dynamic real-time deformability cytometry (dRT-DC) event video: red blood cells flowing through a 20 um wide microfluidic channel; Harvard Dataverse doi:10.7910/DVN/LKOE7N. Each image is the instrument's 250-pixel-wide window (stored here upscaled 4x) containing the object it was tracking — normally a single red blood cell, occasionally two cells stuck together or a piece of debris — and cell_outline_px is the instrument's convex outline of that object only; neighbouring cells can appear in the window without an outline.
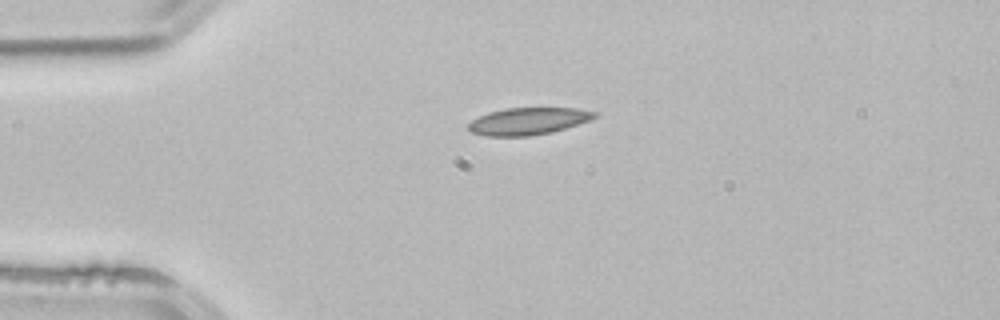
{"species": "common noctule bat (a hibernating species)", "species_latin": "Nyctalus noctula", "temperature_condition": "room temperature", "stored_images_in_passage": 41, "camera_frame_rate_fps": 3000, "um_per_image_px": 0.085, "animal": {"sex": "male", "body_mass_g": 21.5, "forearm_length_mm": 52.0}, "frame": {"image": 1, "passage_image": 1, "time_ms": 0.0, "image_size_px": [1000, 320], "cell_outline_px": [[600, 116], [592, 120], [552, 132], [528, 136], [484, 136], [472, 132], [468, 128], [468, 124], [472, 120], [488, 112], [508, 108], [576, 108], [600, 112]], "centroid_in_image_um": [44.97, 10.29], "position_along_channel_um": 40.0, "area_um2": 20.11}}
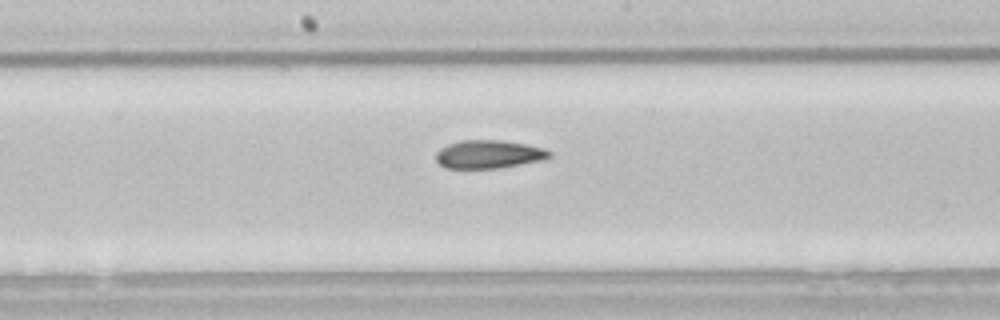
{"frame": {"image": 2, "passage_image": 16, "time_ms": 5.0, "image_size_px": [1000, 320], "cell_outline_px": [[552, 156], [540, 160], [520, 164], [496, 168], [444, 168], [436, 160], [436, 152], [440, 148], [448, 144], [460, 140], [500, 140], [528, 144], [544, 148], [552, 152]], "centroid_in_image_um": [41.53, 13.1], "position_along_channel_um": 206.7, "area_um2": 18.67}}
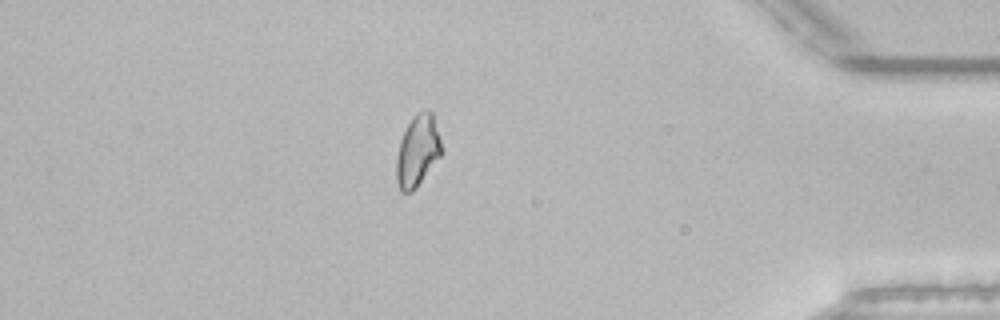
{"frame": {"image": 3, "passage_image": 34, "time_ms": 11.0, "image_size_px": [1000, 320], "cell_outline_px": [[440, 156], [416, 188], [412, 192], [400, 192], [396, 180], [396, 156], [400, 140], [412, 116], [416, 112], [432, 112], [440, 140]], "centroid_in_image_um": [35.45, 12.86], "position_along_channel_um": 399.8, "area_um2": 18.44}, "authors_computed_cell_mechanics": {"area_um2": 19.0162, "velocity_mm_per_s": 3.8755, "shape_relaxation_time_tau1_ms": null, "shape_relaxation_time_tau2_ms": 4.9946, "deformation_change_tau1": null, "deformation_change_tau2": 0.1187}}